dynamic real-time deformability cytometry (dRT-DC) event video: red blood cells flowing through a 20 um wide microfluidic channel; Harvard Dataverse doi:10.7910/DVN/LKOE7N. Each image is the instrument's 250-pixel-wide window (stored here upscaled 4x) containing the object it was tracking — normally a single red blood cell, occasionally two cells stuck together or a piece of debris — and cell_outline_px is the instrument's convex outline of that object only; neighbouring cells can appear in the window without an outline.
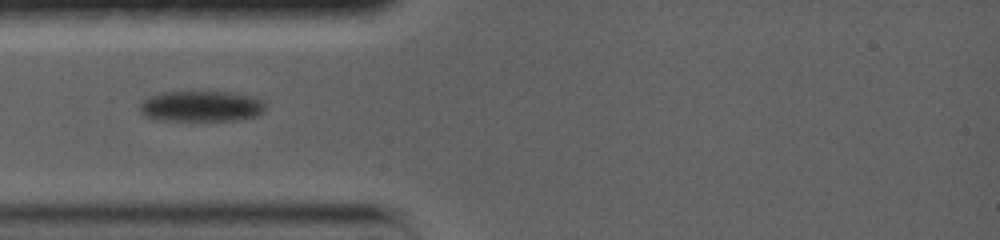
{"species": "common noctule bat (a hibernating species)", "species_latin": "Nyctalus noctula", "temperature_condition": "warm", "stored_images_in_passage": 28, "camera_frame_rate_fps": 5000, "um_per_image_px": 0.085, "animal": {"sex": "female", "body_mass_g": 19.0, "forearm_length_mm": 56.7}, "frame": {"image": 1, "passage_image": 1, "time_ms": 0.0, "image_size_px": [1000, 240], "cell_outline_px": [[264, 112], [256, 116], [240, 120], [168, 120], [148, 116], [140, 108], [140, 104], [148, 96], [160, 92], [228, 92], [256, 96], [264, 100]], "centroid_in_image_um": [17.2, 9.01], "position_along_channel_um": 67.8, "area_um2": 22.37}}
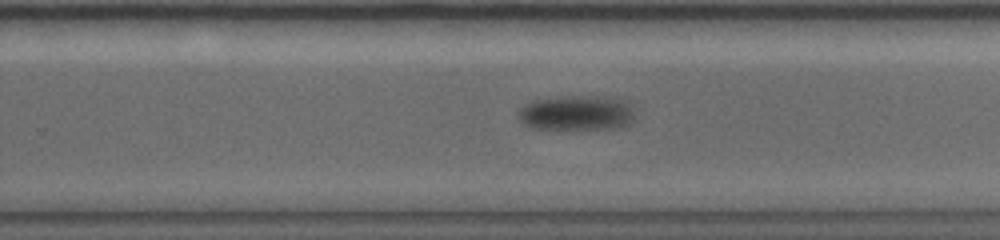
{"frame": {"image": 2, "passage_image": 12, "time_ms": 6.6, "image_size_px": [1000, 240], "cell_outline_px": [[632, 120], [628, 124], [616, 128], [528, 128], [520, 120], [520, 108], [536, 100], [564, 96], [596, 96], [624, 100], [628, 104], [632, 112]], "centroid_in_image_um": [48.99, 9.6], "position_along_channel_um": 280.8, "area_um2": 23.06}}
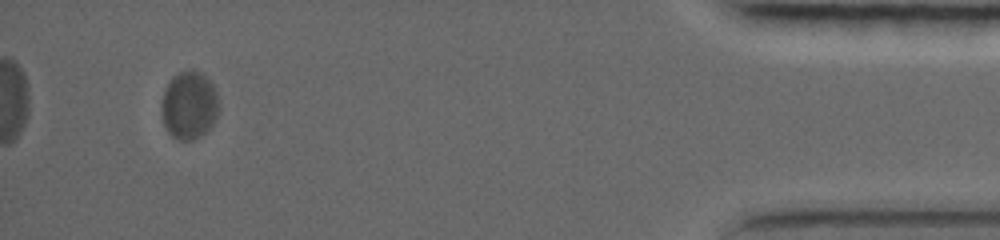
{"frame": {"image": 3, "passage_image": 24, "time_ms": 13.6, "image_size_px": [1000, 240], "cell_outline_px": [[216, 116], [212, 124], [200, 136], [192, 140], [180, 140], [172, 136], [168, 132], [164, 124], [160, 104], [164, 92], [168, 84], [180, 72], [196, 72], [208, 80], [212, 84], [216, 96]], "centroid_in_image_um": [16.03, 9.01], "position_along_channel_um": 419.2, "area_um2": 21.68}}